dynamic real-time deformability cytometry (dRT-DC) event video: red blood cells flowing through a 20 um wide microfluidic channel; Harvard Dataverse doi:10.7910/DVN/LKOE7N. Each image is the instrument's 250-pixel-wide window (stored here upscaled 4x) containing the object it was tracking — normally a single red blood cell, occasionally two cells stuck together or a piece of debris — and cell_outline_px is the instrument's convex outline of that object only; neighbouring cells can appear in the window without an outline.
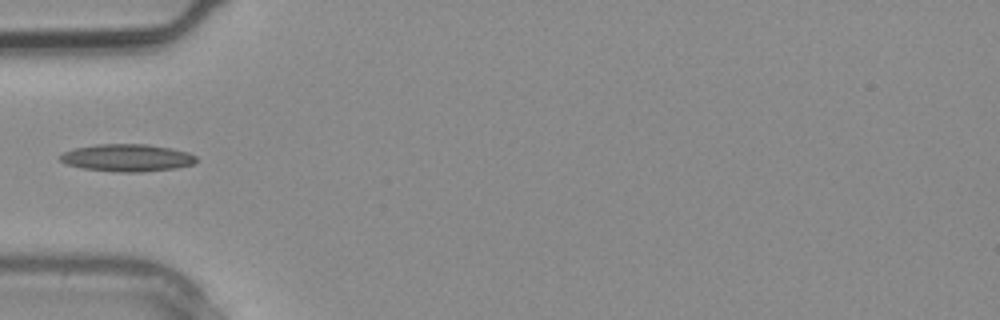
{"species": "common noctule bat (a hibernating species)", "species_latin": "Nyctalus noctula", "temperature_condition": "warm", "stored_images_in_passage": 1, "camera_frame_rate_fps": 3000, "um_per_image_px": 0.085, "animal": {"sex": "male", "body_mass_g": 20.4}, "frame": {"image": 1, "passage_image": 1, "time_ms": 0.0, "image_size_px": [1000, 320], "cell_outline_px": [[196, 160], [192, 164], [176, 168], [140, 172], [116, 172], [80, 168], [64, 164], [60, 160], [60, 156], [64, 152], [76, 148], [96, 144], [148, 144], [172, 148], [188, 152], [196, 156]], "centroid_in_image_um": [10.79, 13.41], "position_along_channel_um": 74.2, "area_um2": 21.79}}